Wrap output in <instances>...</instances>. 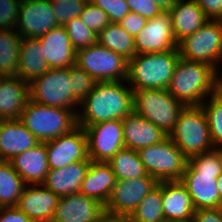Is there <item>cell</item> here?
Masks as SVG:
<instances>
[{
  "label": "cell",
  "instance_id": "6da1fadb",
  "mask_svg": "<svg viewBox=\"0 0 222 222\" xmlns=\"http://www.w3.org/2000/svg\"><path fill=\"white\" fill-rule=\"evenodd\" d=\"M125 81L96 82L93 90L80 102L77 126L85 128L93 124L122 120L133 111V89Z\"/></svg>",
  "mask_w": 222,
  "mask_h": 222
},
{
  "label": "cell",
  "instance_id": "7a4b0ae2",
  "mask_svg": "<svg viewBox=\"0 0 222 222\" xmlns=\"http://www.w3.org/2000/svg\"><path fill=\"white\" fill-rule=\"evenodd\" d=\"M222 173V149H213L188 159L180 179L195 209L222 208L217 178Z\"/></svg>",
  "mask_w": 222,
  "mask_h": 222
},
{
  "label": "cell",
  "instance_id": "3957f363",
  "mask_svg": "<svg viewBox=\"0 0 222 222\" xmlns=\"http://www.w3.org/2000/svg\"><path fill=\"white\" fill-rule=\"evenodd\" d=\"M215 73L206 63L180 58L167 91L184 106H200L214 94Z\"/></svg>",
  "mask_w": 222,
  "mask_h": 222
},
{
  "label": "cell",
  "instance_id": "277c9868",
  "mask_svg": "<svg viewBox=\"0 0 222 222\" xmlns=\"http://www.w3.org/2000/svg\"><path fill=\"white\" fill-rule=\"evenodd\" d=\"M180 59L178 49L137 54L128 60V76L133 91L167 89ZM132 84V85H131Z\"/></svg>",
  "mask_w": 222,
  "mask_h": 222
},
{
  "label": "cell",
  "instance_id": "5b68a950",
  "mask_svg": "<svg viewBox=\"0 0 222 222\" xmlns=\"http://www.w3.org/2000/svg\"><path fill=\"white\" fill-rule=\"evenodd\" d=\"M168 137L189 159L214 149L206 114L202 106H185Z\"/></svg>",
  "mask_w": 222,
  "mask_h": 222
},
{
  "label": "cell",
  "instance_id": "8992f818",
  "mask_svg": "<svg viewBox=\"0 0 222 222\" xmlns=\"http://www.w3.org/2000/svg\"><path fill=\"white\" fill-rule=\"evenodd\" d=\"M20 121L40 142H46L75 129L77 114L70 109L46 106L29 99Z\"/></svg>",
  "mask_w": 222,
  "mask_h": 222
},
{
  "label": "cell",
  "instance_id": "52a82bcc",
  "mask_svg": "<svg viewBox=\"0 0 222 222\" xmlns=\"http://www.w3.org/2000/svg\"><path fill=\"white\" fill-rule=\"evenodd\" d=\"M184 107L167 89L133 91V111L168 135L175 127L178 115Z\"/></svg>",
  "mask_w": 222,
  "mask_h": 222
},
{
  "label": "cell",
  "instance_id": "ba28073f",
  "mask_svg": "<svg viewBox=\"0 0 222 222\" xmlns=\"http://www.w3.org/2000/svg\"><path fill=\"white\" fill-rule=\"evenodd\" d=\"M180 58L202 62L218 70L222 62V20L209 19L195 33L178 42Z\"/></svg>",
  "mask_w": 222,
  "mask_h": 222
},
{
  "label": "cell",
  "instance_id": "9c48e42d",
  "mask_svg": "<svg viewBox=\"0 0 222 222\" xmlns=\"http://www.w3.org/2000/svg\"><path fill=\"white\" fill-rule=\"evenodd\" d=\"M30 100L56 108L75 110L80 101L71 91L68 68H50L43 75L29 82ZM74 108V109H73Z\"/></svg>",
  "mask_w": 222,
  "mask_h": 222
},
{
  "label": "cell",
  "instance_id": "30bf717a",
  "mask_svg": "<svg viewBox=\"0 0 222 222\" xmlns=\"http://www.w3.org/2000/svg\"><path fill=\"white\" fill-rule=\"evenodd\" d=\"M137 152L147 174L157 182L180 181L188 159L169 137Z\"/></svg>",
  "mask_w": 222,
  "mask_h": 222
},
{
  "label": "cell",
  "instance_id": "8fae6325",
  "mask_svg": "<svg viewBox=\"0 0 222 222\" xmlns=\"http://www.w3.org/2000/svg\"><path fill=\"white\" fill-rule=\"evenodd\" d=\"M76 65L96 82L127 80L128 60L97 43L76 51Z\"/></svg>",
  "mask_w": 222,
  "mask_h": 222
},
{
  "label": "cell",
  "instance_id": "7c38bea8",
  "mask_svg": "<svg viewBox=\"0 0 222 222\" xmlns=\"http://www.w3.org/2000/svg\"><path fill=\"white\" fill-rule=\"evenodd\" d=\"M88 156L94 162H108L125 147L121 120L102 121L84 128Z\"/></svg>",
  "mask_w": 222,
  "mask_h": 222
},
{
  "label": "cell",
  "instance_id": "4fadbf2b",
  "mask_svg": "<svg viewBox=\"0 0 222 222\" xmlns=\"http://www.w3.org/2000/svg\"><path fill=\"white\" fill-rule=\"evenodd\" d=\"M50 0H21L15 30L22 38H39L58 26Z\"/></svg>",
  "mask_w": 222,
  "mask_h": 222
},
{
  "label": "cell",
  "instance_id": "5bb4252c",
  "mask_svg": "<svg viewBox=\"0 0 222 222\" xmlns=\"http://www.w3.org/2000/svg\"><path fill=\"white\" fill-rule=\"evenodd\" d=\"M158 184L153 177L117 180L104 210L130 216L144 197Z\"/></svg>",
  "mask_w": 222,
  "mask_h": 222
},
{
  "label": "cell",
  "instance_id": "9a60e30c",
  "mask_svg": "<svg viewBox=\"0 0 222 222\" xmlns=\"http://www.w3.org/2000/svg\"><path fill=\"white\" fill-rule=\"evenodd\" d=\"M48 167L59 169L89 158L84 128L77 126L70 133L45 142Z\"/></svg>",
  "mask_w": 222,
  "mask_h": 222
},
{
  "label": "cell",
  "instance_id": "2e32d148",
  "mask_svg": "<svg viewBox=\"0 0 222 222\" xmlns=\"http://www.w3.org/2000/svg\"><path fill=\"white\" fill-rule=\"evenodd\" d=\"M177 46L169 11H162L148 19L135 38L136 54L170 51L175 50Z\"/></svg>",
  "mask_w": 222,
  "mask_h": 222
},
{
  "label": "cell",
  "instance_id": "e0dca14e",
  "mask_svg": "<svg viewBox=\"0 0 222 222\" xmlns=\"http://www.w3.org/2000/svg\"><path fill=\"white\" fill-rule=\"evenodd\" d=\"M104 211L98 200L81 193L70 194L59 198L51 222H96Z\"/></svg>",
  "mask_w": 222,
  "mask_h": 222
},
{
  "label": "cell",
  "instance_id": "ac0fdd59",
  "mask_svg": "<svg viewBox=\"0 0 222 222\" xmlns=\"http://www.w3.org/2000/svg\"><path fill=\"white\" fill-rule=\"evenodd\" d=\"M59 198L43 184H31L24 188L16 207L33 222H51Z\"/></svg>",
  "mask_w": 222,
  "mask_h": 222
},
{
  "label": "cell",
  "instance_id": "d6986e66",
  "mask_svg": "<svg viewBox=\"0 0 222 222\" xmlns=\"http://www.w3.org/2000/svg\"><path fill=\"white\" fill-rule=\"evenodd\" d=\"M38 39L50 68H69L76 64V50L64 26L52 28Z\"/></svg>",
  "mask_w": 222,
  "mask_h": 222
},
{
  "label": "cell",
  "instance_id": "ffe728a7",
  "mask_svg": "<svg viewBox=\"0 0 222 222\" xmlns=\"http://www.w3.org/2000/svg\"><path fill=\"white\" fill-rule=\"evenodd\" d=\"M121 121L125 148L138 151L141 148L160 143L168 137V134L162 129L134 111Z\"/></svg>",
  "mask_w": 222,
  "mask_h": 222
},
{
  "label": "cell",
  "instance_id": "44dd1931",
  "mask_svg": "<svg viewBox=\"0 0 222 222\" xmlns=\"http://www.w3.org/2000/svg\"><path fill=\"white\" fill-rule=\"evenodd\" d=\"M162 202L165 221L192 222L196 209L181 181H162Z\"/></svg>",
  "mask_w": 222,
  "mask_h": 222
},
{
  "label": "cell",
  "instance_id": "7402d4cb",
  "mask_svg": "<svg viewBox=\"0 0 222 222\" xmlns=\"http://www.w3.org/2000/svg\"><path fill=\"white\" fill-rule=\"evenodd\" d=\"M30 99L29 83L19 76H4L0 80V120L20 119Z\"/></svg>",
  "mask_w": 222,
  "mask_h": 222
},
{
  "label": "cell",
  "instance_id": "603a6c76",
  "mask_svg": "<svg viewBox=\"0 0 222 222\" xmlns=\"http://www.w3.org/2000/svg\"><path fill=\"white\" fill-rule=\"evenodd\" d=\"M39 143L20 119L0 120V160L10 161L15 155Z\"/></svg>",
  "mask_w": 222,
  "mask_h": 222
},
{
  "label": "cell",
  "instance_id": "cb8c5ba5",
  "mask_svg": "<svg viewBox=\"0 0 222 222\" xmlns=\"http://www.w3.org/2000/svg\"><path fill=\"white\" fill-rule=\"evenodd\" d=\"M10 162L27 185L45 182L49 171L45 142L15 155Z\"/></svg>",
  "mask_w": 222,
  "mask_h": 222
},
{
  "label": "cell",
  "instance_id": "d4e9b609",
  "mask_svg": "<svg viewBox=\"0 0 222 222\" xmlns=\"http://www.w3.org/2000/svg\"><path fill=\"white\" fill-rule=\"evenodd\" d=\"M90 162L91 160L88 158L63 168L51 169L48 171L43 185L59 197L79 193Z\"/></svg>",
  "mask_w": 222,
  "mask_h": 222
},
{
  "label": "cell",
  "instance_id": "484cf974",
  "mask_svg": "<svg viewBox=\"0 0 222 222\" xmlns=\"http://www.w3.org/2000/svg\"><path fill=\"white\" fill-rule=\"evenodd\" d=\"M116 182V176L107 162L91 161L79 193L96 199L105 206Z\"/></svg>",
  "mask_w": 222,
  "mask_h": 222
},
{
  "label": "cell",
  "instance_id": "4316f807",
  "mask_svg": "<svg viewBox=\"0 0 222 222\" xmlns=\"http://www.w3.org/2000/svg\"><path fill=\"white\" fill-rule=\"evenodd\" d=\"M169 12L177 43L195 33L209 20L196 0H178Z\"/></svg>",
  "mask_w": 222,
  "mask_h": 222
},
{
  "label": "cell",
  "instance_id": "83f0119b",
  "mask_svg": "<svg viewBox=\"0 0 222 222\" xmlns=\"http://www.w3.org/2000/svg\"><path fill=\"white\" fill-rule=\"evenodd\" d=\"M42 49L38 38L21 39L17 76L29 83L50 69Z\"/></svg>",
  "mask_w": 222,
  "mask_h": 222
},
{
  "label": "cell",
  "instance_id": "f1b7e54d",
  "mask_svg": "<svg viewBox=\"0 0 222 222\" xmlns=\"http://www.w3.org/2000/svg\"><path fill=\"white\" fill-rule=\"evenodd\" d=\"M96 43L123 55L127 60L137 55L135 39L119 23H109L97 34Z\"/></svg>",
  "mask_w": 222,
  "mask_h": 222
},
{
  "label": "cell",
  "instance_id": "f546056e",
  "mask_svg": "<svg viewBox=\"0 0 222 222\" xmlns=\"http://www.w3.org/2000/svg\"><path fill=\"white\" fill-rule=\"evenodd\" d=\"M27 184L15 171L10 161L0 160V205L17 206Z\"/></svg>",
  "mask_w": 222,
  "mask_h": 222
},
{
  "label": "cell",
  "instance_id": "4dcf8cb0",
  "mask_svg": "<svg viewBox=\"0 0 222 222\" xmlns=\"http://www.w3.org/2000/svg\"><path fill=\"white\" fill-rule=\"evenodd\" d=\"M22 37L15 29H0V75L17 76Z\"/></svg>",
  "mask_w": 222,
  "mask_h": 222
},
{
  "label": "cell",
  "instance_id": "1f68e13d",
  "mask_svg": "<svg viewBox=\"0 0 222 222\" xmlns=\"http://www.w3.org/2000/svg\"><path fill=\"white\" fill-rule=\"evenodd\" d=\"M107 163L111 166L117 180L152 177L147 174L138 152L130 148H122Z\"/></svg>",
  "mask_w": 222,
  "mask_h": 222
},
{
  "label": "cell",
  "instance_id": "d6a6232c",
  "mask_svg": "<svg viewBox=\"0 0 222 222\" xmlns=\"http://www.w3.org/2000/svg\"><path fill=\"white\" fill-rule=\"evenodd\" d=\"M129 217L131 222H166L162 202V181L144 197Z\"/></svg>",
  "mask_w": 222,
  "mask_h": 222
},
{
  "label": "cell",
  "instance_id": "836d02e7",
  "mask_svg": "<svg viewBox=\"0 0 222 222\" xmlns=\"http://www.w3.org/2000/svg\"><path fill=\"white\" fill-rule=\"evenodd\" d=\"M209 97V101H204L201 106L207 117L214 148L222 149V100L215 94Z\"/></svg>",
  "mask_w": 222,
  "mask_h": 222
},
{
  "label": "cell",
  "instance_id": "e575fe53",
  "mask_svg": "<svg viewBox=\"0 0 222 222\" xmlns=\"http://www.w3.org/2000/svg\"><path fill=\"white\" fill-rule=\"evenodd\" d=\"M64 28L76 51L96 44L97 34L84 25L80 17H75L68 21Z\"/></svg>",
  "mask_w": 222,
  "mask_h": 222
},
{
  "label": "cell",
  "instance_id": "d590c367",
  "mask_svg": "<svg viewBox=\"0 0 222 222\" xmlns=\"http://www.w3.org/2000/svg\"><path fill=\"white\" fill-rule=\"evenodd\" d=\"M68 76L71 80V91L80 102L91 93L96 84V80L76 64L68 68Z\"/></svg>",
  "mask_w": 222,
  "mask_h": 222
},
{
  "label": "cell",
  "instance_id": "8d00e7d4",
  "mask_svg": "<svg viewBox=\"0 0 222 222\" xmlns=\"http://www.w3.org/2000/svg\"><path fill=\"white\" fill-rule=\"evenodd\" d=\"M58 26L79 17L88 0H50Z\"/></svg>",
  "mask_w": 222,
  "mask_h": 222
},
{
  "label": "cell",
  "instance_id": "74e56055",
  "mask_svg": "<svg viewBox=\"0 0 222 222\" xmlns=\"http://www.w3.org/2000/svg\"><path fill=\"white\" fill-rule=\"evenodd\" d=\"M79 17L83 24L96 34L110 23L107 13L89 0Z\"/></svg>",
  "mask_w": 222,
  "mask_h": 222
},
{
  "label": "cell",
  "instance_id": "f35d334b",
  "mask_svg": "<svg viewBox=\"0 0 222 222\" xmlns=\"http://www.w3.org/2000/svg\"><path fill=\"white\" fill-rule=\"evenodd\" d=\"M108 15L110 23H119L129 12L126 0H89Z\"/></svg>",
  "mask_w": 222,
  "mask_h": 222
},
{
  "label": "cell",
  "instance_id": "ab89813d",
  "mask_svg": "<svg viewBox=\"0 0 222 222\" xmlns=\"http://www.w3.org/2000/svg\"><path fill=\"white\" fill-rule=\"evenodd\" d=\"M21 0H0V29H15Z\"/></svg>",
  "mask_w": 222,
  "mask_h": 222
},
{
  "label": "cell",
  "instance_id": "60d3db41",
  "mask_svg": "<svg viewBox=\"0 0 222 222\" xmlns=\"http://www.w3.org/2000/svg\"><path fill=\"white\" fill-rule=\"evenodd\" d=\"M131 12H135L145 19H151L163 10L153 0H126Z\"/></svg>",
  "mask_w": 222,
  "mask_h": 222
},
{
  "label": "cell",
  "instance_id": "b9f144b4",
  "mask_svg": "<svg viewBox=\"0 0 222 222\" xmlns=\"http://www.w3.org/2000/svg\"><path fill=\"white\" fill-rule=\"evenodd\" d=\"M147 19L135 12H129L121 19L119 25L125 29L134 39L138 33L145 27Z\"/></svg>",
  "mask_w": 222,
  "mask_h": 222
},
{
  "label": "cell",
  "instance_id": "7bdbcfd3",
  "mask_svg": "<svg viewBox=\"0 0 222 222\" xmlns=\"http://www.w3.org/2000/svg\"><path fill=\"white\" fill-rule=\"evenodd\" d=\"M208 19L222 20V0H196Z\"/></svg>",
  "mask_w": 222,
  "mask_h": 222
},
{
  "label": "cell",
  "instance_id": "ee69618b",
  "mask_svg": "<svg viewBox=\"0 0 222 222\" xmlns=\"http://www.w3.org/2000/svg\"><path fill=\"white\" fill-rule=\"evenodd\" d=\"M0 222H33L16 206L0 208Z\"/></svg>",
  "mask_w": 222,
  "mask_h": 222
},
{
  "label": "cell",
  "instance_id": "f6af8a7d",
  "mask_svg": "<svg viewBox=\"0 0 222 222\" xmlns=\"http://www.w3.org/2000/svg\"><path fill=\"white\" fill-rule=\"evenodd\" d=\"M192 222H222V208L197 209Z\"/></svg>",
  "mask_w": 222,
  "mask_h": 222
},
{
  "label": "cell",
  "instance_id": "bcb514c9",
  "mask_svg": "<svg viewBox=\"0 0 222 222\" xmlns=\"http://www.w3.org/2000/svg\"><path fill=\"white\" fill-rule=\"evenodd\" d=\"M96 222H131V219L126 215L113 214L104 211Z\"/></svg>",
  "mask_w": 222,
  "mask_h": 222
},
{
  "label": "cell",
  "instance_id": "7dc6e473",
  "mask_svg": "<svg viewBox=\"0 0 222 222\" xmlns=\"http://www.w3.org/2000/svg\"><path fill=\"white\" fill-rule=\"evenodd\" d=\"M219 70L215 73V86L214 94L222 100V73L219 74Z\"/></svg>",
  "mask_w": 222,
  "mask_h": 222
},
{
  "label": "cell",
  "instance_id": "c3c4849f",
  "mask_svg": "<svg viewBox=\"0 0 222 222\" xmlns=\"http://www.w3.org/2000/svg\"><path fill=\"white\" fill-rule=\"evenodd\" d=\"M163 11H169L178 0H153Z\"/></svg>",
  "mask_w": 222,
  "mask_h": 222
},
{
  "label": "cell",
  "instance_id": "681fc988",
  "mask_svg": "<svg viewBox=\"0 0 222 222\" xmlns=\"http://www.w3.org/2000/svg\"><path fill=\"white\" fill-rule=\"evenodd\" d=\"M217 186L219 189V196H220V200L222 202V173L220 174V176L217 178Z\"/></svg>",
  "mask_w": 222,
  "mask_h": 222
}]
</instances>
